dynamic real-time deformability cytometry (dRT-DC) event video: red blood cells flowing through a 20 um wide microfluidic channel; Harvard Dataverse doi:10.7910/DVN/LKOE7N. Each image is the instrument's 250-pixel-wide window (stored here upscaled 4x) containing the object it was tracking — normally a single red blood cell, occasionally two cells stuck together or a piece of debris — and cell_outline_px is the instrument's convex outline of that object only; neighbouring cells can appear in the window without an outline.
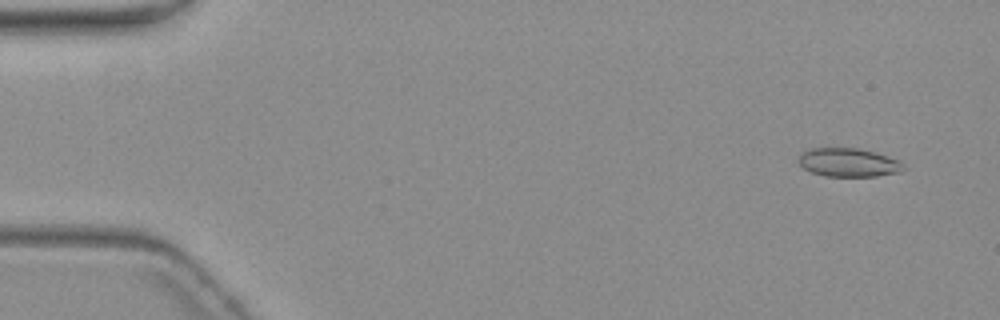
{"species": "common noctule bat (a hibernating species)", "species_latin": "Nyctalus noctula", "temperature_condition": "warm", "stored_images_in_passage": 6, "camera_frame_rate_fps": 3000, "um_per_image_px": 0.085, "animal": {"sex": "female", "body_mass_g": 19.3, "forearm_length_mm": 54.1}, "frame": {"image": 1, "passage_image": 2, "time_ms": 1.0, "image_size_px": [1000, 320], "cell_outline_px": [[908, 168], [900, 172], [876, 176], [824, 176], [812, 172], [804, 168], [796, 160], [804, 152], [812, 148], [860, 148], [876, 152], [900, 160]], "centroid_in_image_um": [72.18, 13.81], "position_along_channel_um": 12.8, "area_um2": 17.63}}